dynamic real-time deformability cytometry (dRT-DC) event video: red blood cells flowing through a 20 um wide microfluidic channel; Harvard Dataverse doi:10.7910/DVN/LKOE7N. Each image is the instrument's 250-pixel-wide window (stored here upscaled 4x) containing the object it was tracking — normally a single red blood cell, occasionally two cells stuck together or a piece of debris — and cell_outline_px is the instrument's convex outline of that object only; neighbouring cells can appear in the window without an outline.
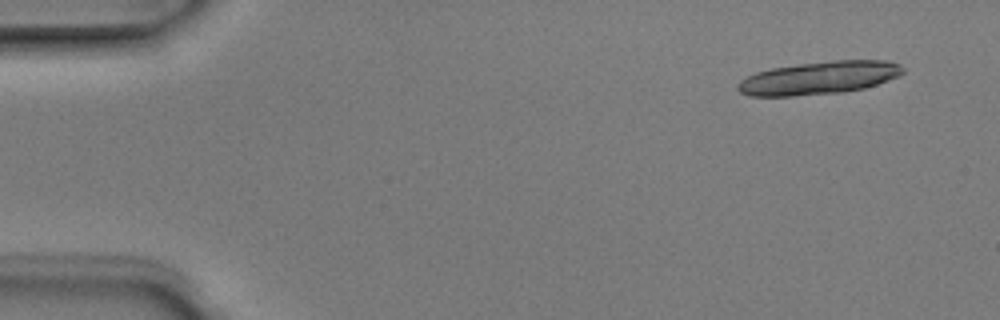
{"species": "Egyptian fruit bat (a non-hibernating species)", "species_latin": "Rousettus aegyptiacus", "temperature_condition": "room temperature", "stored_images_in_passage": 7, "camera_frame_rate_fps": 3000, "um_per_image_px": 0.085, "animal": {"sex": "male"}, "frame": {"image": 1, "passage_image": 2, "time_ms": 0.333, "image_size_px": [1000, 320], "cell_outline_px": [[904, 72], [900, 76], [864, 88], [840, 92], [792, 96], [748, 96], [740, 92], [736, 88], [736, 84], [740, 80], [756, 72], [772, 68], [800, 64], [832, 60], [884, 60], [900, 64], [904, 68]], "centroid_in_image_um": [69.61, 6.62], "position_along_channel_um": 15.4, "area_um2": 31.67}}
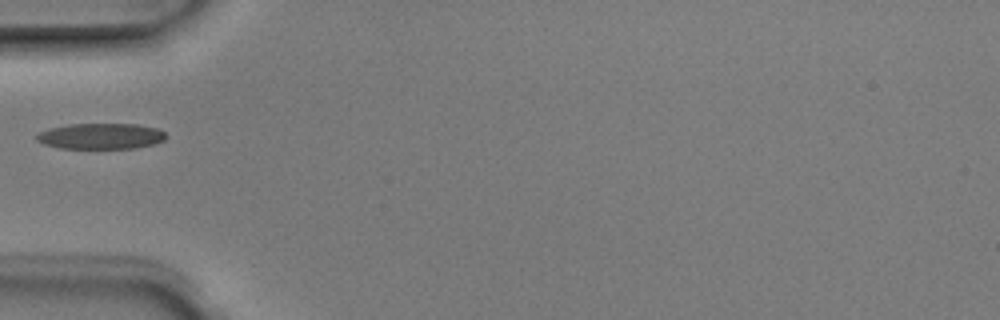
{"frame": {"image": 2, "passage_image": 6, "time_ms": 1.667, "image_size_px": [1000, 320], "cell_outline_px": [[168, 136], [164, 140], [152, 144], [136, 148], [60, 148], [44, 144], [36, 140], [36, 136], [40, 132], [48, 128], [68, 124], [136, 124], [156, 128], [164, 132]], "centroid_in_image_um": [8.56, 11.57], "position_along_channel_um": 76.4, "area_um2": 19.42}}
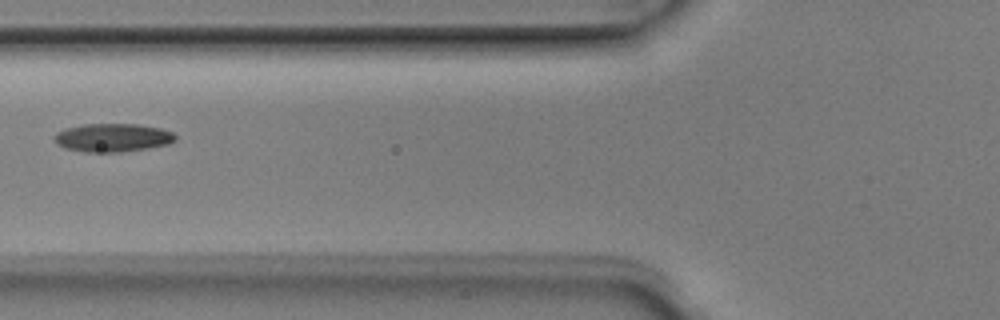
{"frame": {"image": 3, "passage_image": 7, "time_ms": 2.0, "image_size_px": [1000, 320], "cell_outline_px": [[176, 140], [168, 144], [148, 148], [120, 152], [84, 152], [64, 148], [56, 144], [52, 136], [56, 132], [68, 128], [84, 124], [140, 124], [160, 128], [172, 132], [176, 136]], "centroid_in_image_um": [9.55, 11.7], "position_along_channel_um": 116.2, "area_um2": 20.11}}